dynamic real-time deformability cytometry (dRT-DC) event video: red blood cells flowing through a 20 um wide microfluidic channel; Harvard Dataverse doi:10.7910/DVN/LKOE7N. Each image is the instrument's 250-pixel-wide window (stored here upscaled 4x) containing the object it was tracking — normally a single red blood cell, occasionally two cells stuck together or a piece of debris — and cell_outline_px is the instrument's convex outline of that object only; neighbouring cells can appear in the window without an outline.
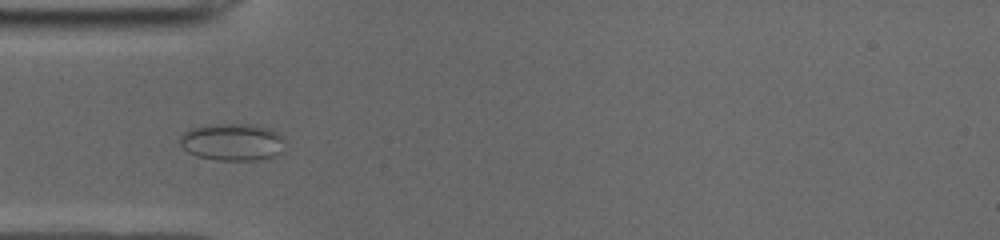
{"species": "common noctule bat (a hibernating species)", "species_latin": "Nyctalus noctula", "temperature_condition": "cold", "stored_images_in_passage": 44, "camera_frame_rate_fps": 3000, "um_per_image_px": 0.085, "animal": {"sex": "male", "body_mass_g": 19.0, "forearm_length_mm": 50.8}, "frame": {"image": 1, "passage_image": 14, "time_ms": 4.333, "image_size_px": [1000, 240], "cell_outline_px": [[284, 152], [276, 156], [256, 160], [216, 160], [196, 156], [188, 152], [180, 144], [180, 136], [184, 132], [192, 128], [216, 124], [248, 124], [268, 128], [284, 136]], "centroid_in_image_um": [19.79, 12.08], "position_along_channel_um": 65.2, "area_um2": 22.89}}
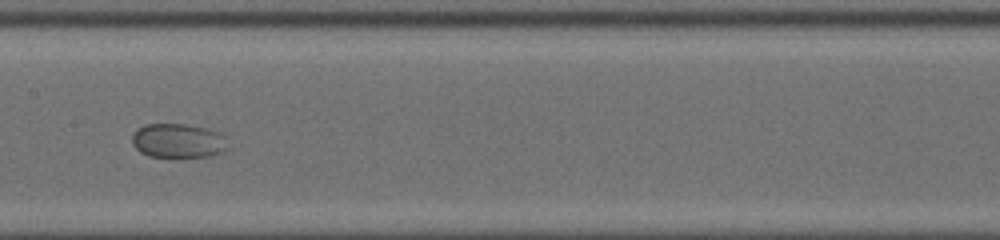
{"frame": {"image": 2, "passage_image": 24, "time_ms": 7.667, "image_size_px": [1000, 240], "cell_outline_px": [[228, 148], [220, 152], [208, 156], [176, 160], [148, 156], [140, 152], [132, 144], [132, 136], [136, 128], [144, 124], [184, 124], [204, 128], [220, 132], [224, 136]], "centroid_in_image_um": [15.1, 12.01], "position_along_channel_um": 192.3, "area_um2": 19.83}}
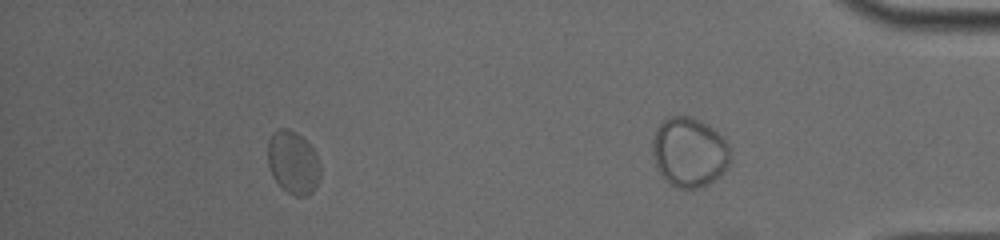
{"frame": {"image": 3, "passage_image": 39, "time_ms": 12.667, "image_size_px": [1000, 240], "cell_outline_px": [[320, 176], [316, 188], [308, 196], [296, 196], [288, 192], [272, 176], [268, 164], [268, 140], [272, 132], [280, 128], [288, 128], [296, 132], [312, 148], [320, 164]], "centroid_in_image_um": [24.91, 13.81], "position_along_channel_um": 410.3, "area_um2": 19.19}}